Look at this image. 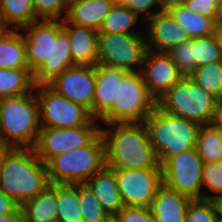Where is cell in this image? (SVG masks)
I'll return each mask as SVG.
<instances>
[{"instance_id": "obj_34", "label": "cell", "mask_w": 222, "mask_h": 222, "mask_svg": "<svg viewBox=\"0 0 222 222\" xmlns=\"http://www.w3.org/2000/svg\"><path fill=\"white\" fill-rule=\"evenodd\" d=\"M202 187L203 199L215 200L222 196V161L203 163Z\"/></svg>"}, {"instance_id": "obj_7", "label": "cell", "mask_w": 222, "mask_h": 222, "mask_svg": "<svg viewBox=\"0 0 222 222\" xmlns=\"http://www.w3.org/2000/svg\"><path fill=\"white\" fill-rule=\"evenodd\" d=\"M157 101L148 92L140 71L117 78V102L99 120L100 124L144 123Z\"/></svg>"}, {"instance_id": "obj_52", "label": "cell", "mask_w": 222, "mask_h": 222, "mask_svg": "<svg viewBox=\"0 0 222 222\" xmlns=\"http://www.w3.org/2000/svg\"><path fill=\"white\" fill-rule=\"evenodd\" d=\"M219 121L222 122V101L220 102V116H219Z\"/></svg>"}, {"instance_id": "obj_39", "label": "cell", "mask_w": 222, "mask_h": 222, "mask_svg": "<svg viewBox=\"0 0 222 222\" xmlns=\"http://www.w3.org/2000/svg\"><path fill=\"white\" fill-rule=\"evenodd\" d=\"M116 216L121 222H155L147 207H124Z\"/></svg>"}, {"instance_id": "obj_17", "label": "cell", "mask_w": 222, "mask_h": 222, "mask_svg": "<svg viewBox=\"0 0 222 222\" xmlns=\"http://www.w3.org/2000/svg\"><path fill=\"white\" fill-rule=\"evenodd\" d=\"M21 31L24 34L28 67L34 73L50 57L51 20L38 19L24 26Z\"/></svg>"}, {"instance_id": "obj_25", "label": "cell", "mask_w": 222, "mask_h": 222, "mask_svg": "<svg viewBox=\"0 0 222 222\" xmlns=\"http://www.w3.org/2000/svg\"><path fill=\"white\" fill-rule=\"evenodd\" d=\"M195 149L204 163L222 161L221 121L200 125Z\"/></svg>"}, {"instance_id": "obj_22", "label": "cell", "mask_w": 222, "mask_h": 222, "mask_svg": "<svg viewBox=\"0 0 222 222\" xmlns=\"http://www.w3.org/2000/svg\"><path fill=\"white\" fill-rule=\"evenodd\" d=\"M113 4L112 0H82L68 8L64 19L68 23L99 32Z\"/></svg>"}, {"instance_id": "obj_32", "label": "cell", "mask_w": 222, "mask_h": 222, "mask_svg": "<svg viewBox=\"0 0 222 222\" xmlns=\"http://www.w3.org/2000/svg\"><path fill=\"white\" fill-rule=\"evenodd\" d=\"M194 59L196 68L222 60V50L217 43L214 34L205 37L192 38Z\"/></svg>"}, {"instance_id": "obj_18", "label": "cell", "mask_w": 222, "mask_h": 222, "mask_svg": "<svg viewBox=\"0 0 222 222\" xmlns=\"http://www.w3.org/2000/svg\"><path fill=\"white\" fill-rule=\"evenodd\" d=\"M128 71L97 63L95 65L96 87L93 100V117L100 120L117 102V78Z\"/></svg>"}, {"instance_id": "obj_44", "label": "cell", "mask_w": 222, "mask_h": 222, "mask_svg": "<svg viewBox=\"0 0 222 222\" xmlns=\"http://www.w3.org/2000/svg\"><path fill=\"white\" fill-rule=\"evenodd\" d=\"M214 28L222 27V0H219L213 17Z\"/></svg>"}, {"instance_id": "obj_21", "label": "cell", "mask_w": 222, "mask_h": 222, "mask_svg": "<svg viewBox=\"0 0 222 222\" xmlns=\"http://www.w3.org/2000/svg\"><path fill=\"white\" fill-rule=\"evenodd\" d=\"M84 184L94 193L109 216H116L124 208L114 169L104 166Z\"/></svg>"}, {"instance_id": "obj_50", "label": "cell", "mask_w": 222, "mask_h": 222, "mask_svg": "<svg viewBox=\"0 0 222 222\" xmlns=\"http://www.w3.org/2000/svg\"><path fill=\"white\" fill-rule=\"evenodd\" d=\"M7 30L6 27H4L1 23H0V36Z\"/></svg>"}, {"instance_id": "obj_10", "label": "cell", "mask_w": 222, "mask_h": 222, "mask_svg": "<svg viewBox=\"0 0 222 222\" xmlns=\"http://www.w3.org/2000/svg\"><path fill=\"white\" fill-rule=\"evenodd\" d=\"M203 163L195 148L168 158L161 165L162 184L191 199H203Z\"/></svg>"}, {"instance_id": "obj_19", "label": "cell", "mask_w": 222, "mask_h": 222, "mask_svg": "<svg viewBox=\"0 0 222 222\" xmlns=\"http://www.w3.org/2000/svg\"><path fill=\"white\" fill-rule=\"evenodd\" d=\"M62 29L70 40V52L74 65H96L98 60V32L62 20Z\"/></svg>"}, {"instance_id": "obj_40", "label": "cell", "mask_w": 222, "mask_h": 222, "mask_svg": "<svg viewBox=\"0 0 222 222\" xmlns=\"http://www.w3.org/2000/svg\"><path fill=\"white\" fill-rule=\"evenodd\" d=\"M217 3L215 0H185L183 5L194 13L213 19Z\"/></svg>"}, {"instance_id": "obj_31", "label": "cell", "mask_w": 222, "mask_h": 222, "mask_svg": "<svg viewBox=\"0 0 222 222\" xmlns=\"http://www.w3.org/2000/svg\"><path fill=\"white\" fill-rule=\"evenodd\" d=\"M188 77L219 102L222 101V61L199 66Z\"/></svg>"}, {"instance_id": "obj_35", "label": "cell", "mask_w": 222, "mask_h": 222, "mask_svg": "<svg viewBox=\"0 0 222 222\" xmlns=\"http://www.w3.org/2000/svg\"><path fill=\"white\" fill-rule=\"evenodd\" d=\"M218 217L215 200L193 199L187 208L184 222H215Z\"/></svg>"}, {"instance_id": "obj_16", "label": "cell", "mask_w": 222, "mask_h": 222, "mask_svg": "<svg viewBox=\"0 0 222 222\" xmlns=\"http://www.w3.org/2000/svg\"><path fill=\"white\" fill-rule=\"evenodd\" d=\"M147 49L167 52L171 48L189 41L187 31L178 24L169 11H159L144 23Z\"/></svg>"}, {"instance_id": "obj_5", "label": "cell", "mask_w": 222, "mask_h": 222, "mask_svg": "<svg viewBox=\"0 0 222 222\" xmlns=\"http://www.w3.org/2000/svg\"><path fill=\"white\" fill-rule=\"evenodd\" d=\"M157 106L199 125L219 121L220 102L187 76L163 94L157 100Z\"/></svg>"}, {"instance_id": "obj_36", "label": "cell", "mask_w": 222, "mask_h": 222, "mask_svg": "<svg viewBox=\"0 0 222 222\" xmlns=\"http://www.w3.org/2000/svg\"><path fill=\"white\" fill-rule=\"evenodd\" d=\"M184 76H189L196 69L191 39L166 52Z\"/></svg>"}, {"instance_id": "obj_47", "label": "cell", "mask_w": 222, "mask_h": 222, "mask_svg": "<svg viewBox=\"0 0 222 222\" xmlns=\"http://www.w3.org/2000/svg\"><path fill=\"white\" fill-rule=\"evenodd\" d=\"M215 202L218 207L219 217L222 219V196H219L218 198H216Z\"/></svg>"}, {"instance_id": "obj_1", "label": "cell", "mask_w": 222, "mask_h": 222, "mask_svg": "<svg viewBox=\"0 0 222 222\" xmlns=\"http://www.w3.org/2000/svg\"><path fill=\"white\" fill-rule=\"evenodd\" d=\"M103 125L100 133L105 146V166L111 169H161L144 123Z\"/></svg>"}, {"instance_id": "obj_48", "label": "cell", "mask_w": 222, "mask_h": 222, "mask_svg": "<svg viewBox=\"0 0 222 222\" xmlns=\"http://www.w3.org/2000/svg\"><path fill=\"white\" fill-rule=\"evenodd\" d=\"M64 1V3H65V6L67 7V8H69L71 5H73V4H75V3H78V2H80V1H82V0H63Z\"/></svg>"}, {"instance_id": "obj_8", "label": "cell", "mask_w": 222, "mask_h": 222, "mask_svg": "<svg viewBox=\"0 0 222 222\" xmlns=\"http://www.w3.org/2000/svg\"><path fill=\"white\" fill-rule=\"evenodd\" d=\"M97 45V63L126 71L141 70L147 51L145 32L142 35L98 32Z\"/></svg>"}, {"instance_id": "obj_30", "label": "cell", "mask_w": 222, "mask_h": 222, "mask_svg": "<svg viewBox=\"0 0 222 222\" xmlns=\"http://www.w3.org/2000/svg\"><path fill=\"white\" fill-rule=\"evenodd\" d=\"M140 19L141 18L134 14L125 5L114 3L108 14L105 16L99 32L119 34L140 33L137 32L136 29H133Z\"/></svg>"}, {"instance_id": "obj_53", "label": "cell", "mask_w": 222, "mask_h": 222, "mask_svg": "<svg viewBox=\"0 0 222 222\" xmlns=\"http://www.w3.org/2000/svg\"><path fill=\"white\" fill-rule=\"evenodd\" d=\"M215 222H222V219L218 217V219Z\"/></svg>"}, {"instance_id": "obj_12", "label": "cell", "mask_w": 222, "mask_h": 222, "mask_svg": "<svg viewBox=\"0 0 222 222\" xmlns=\"http://www.w3.org/2000/svg\"><path fill=\"white\" fill-rule=\"evenodd\" d=\"M124 207L150 208L162 185V169H114Z\"/></svg>"}, {"instance_id": "obj_41", "label": "cell", "mask_w": 222, "mask_h": 222, "mask_svg": "<svg viewBox=\"0 0 222 222\" xmlns=\"http://www.w3.org/2000/svg\"><path fill=\"white\" fill-rule=\"evenodd\" d=\"M20 205L0 189V215L15 213Z\"/></svg>"}, {"instance_id": "obj_33", "label": "cell", "mask_w": 222, "mask_h": 222, "mask_svg": "<svg viewBox=\"0 0 222 222\" xmlns=\"http://www.w3.org/2000/svg\"><path fill=\"white\" fill-rule=\"evenodd\" d=\"M79 204L83 222H104L109 217L94 193L85 184H79Z\"/></svg>"}, {"instance_id": "obj_27", "label": "cell", "mask_w": 222, "mask_h": 222, "mask_svg": "<svg viewBox=\"0 0 222 222\" xmlns=\"http://www.w3.org/2000/svg\"><path fill=\"white\" fill-rule=\"evenodd\" d=\"M33 73L29 69L0 68V97L29 94L34 90Z\"/></svg>"}, {"instance_id": "obj_54", "label": "cell", "mask_w": 222, "mask_h": 222, "mask_svg": "<svg viewBox=\"0 0 222 222\" xmlns=\"http://www.w3.org/2000/svg\"><path fill=\"white\" fill-rule=\"evenodd\" d=\"M2 99H3V98L0 97V108H1V102H2Z\"/></svg>"}, {"instance_id": "obj_42", "label": "cell", "mask_w": 222, "mask_h": 222, "mask_svg": "<svg viewBox=\"0 0 222 222\" xmlns=\"http://www.w3.org/2000/svg\"><path fill=\"white\" fill-rule=\"evenodd\" d=\"M160 11H169L170 9L183 5L185 0H158Z\"/></svg>"}, {"instance_id": "obj_29", "label": "cell", "mask_w": 222, "mask_h": 222, "mask_svg": "<svg viewBox=\"0 0 222 222\" xmlns=\"http://www.w3.org/2000/svg\"><path fill=\"white\" fill-rule=\"evenodd\" d=\"M57 221L83 222L79 204V184H57Z\"/></svg>"}, {"instance_id": "obj_9", "label": "cell", "mask_w": 222, "mask_h": 222, "mask_svg": "<svg viewBox=\"0 0 222 222\" xmlns=\"http://www.w3.org/2000/svg\"><path fill=\"white\" fill-rule=\"evenodd\" d=\"M41 127L75 128L88 125L94 117L82 105L76 104L53 90L48 84L36 85Z\"/></svg>"}, {"instance_id": "obj_3", "label": "cell", "mask_w": 222, "mask_h": 222, "mask_svg": "<svg viewBox=\"0 0 222 222\" xmlns=\"http://www.w3.org/2000/svg\"><path fill=\"white\" fill-rule=\"evenodd\" d=\"M41 129L39 104L29 94L4 97L0 108V140L13 148H33Z\"/></svg>"}, {"instance_id": "obj_45", "label": "cell", "mask_w": 222, "mask_h": 222, "mask_svg": "<svg viewBox=\"0 0 222 222\" xmlns=\"http://www.w3.org/2000/svg\"><path fill=\"white\" fill-rule=\"evenodd\" d=\"M13 149L12 146L2 142L0 140V172L2 171L3 162L8 155V153Z\"/></svg>"}, {"instance_id": "obj_15", "label": "cell", "mask_w": 222, "mask_h": 222, "mask_svg": "<svg viewBox=\"0 0 222 222\" xmlns=\"http://www.w3.org/2000/svg\"><path fill=\"white\" fill-rule=\"evenodd\" d=\"M74 66L70 52V40L62 29V20H51V50L41 66L33 73L36 85L48 84L67 68Z\"/></svg>"}, {"instance_id": "obj_28", "label": "cell", "mask_w": 222, "mask_h": 222, "mask_svg": "<svg viewBox=\"0 0 222 222\" xmlns=\"http://www.w3.org/2000/svg\"><path fill=\"white\" fill-rule=\"evenodd\" d=\"M169 12L175 21L187 31L191 39L214 34L212 18L194 13L184 5L174 7Z\"/></svg>"}, {"instance_id": "obj_51", "label": "cell", "mask_w": 222, "mask_h": 222, "mask_svg": "<svg viewBox=\"0 0 222 222\" xmlns=\"http://www.w3.org/2000/svg\"><path fill=\"white\" fill-rule=\"evenodd\" d=\"M129 0H117V4L126 5Z\"/></svg>"}, {"instance_id": "obj_13", "label": "cell", "mask_w": 222, "mask_h": 222, "mask_svg": "<svg viewBox=\"0 0 222 222\" xmlns=\"http://www.w3.org/2000/svg\"><path fill=\"white\" fill-rule=\"evenodd\" d=\"M48 85L66 99L88 109L93 116L95 65L71 66L57 75Z\"/></svg>"}, {"instance_id": "obj_24", "label": "cell", "mask_w": 222, "mask_h": 222, "mask_svg": "<svg viewBox=\"0 0 222 222\" xmlns=\"http://www.w3.org/2000/svg\"><path fill=\"white\" fill-rule=\"evenodd\" d=\"M0 68L29 69L21 30L7 29L0 36Z\"/></svg>"}, {"instance_id": "obj_6", "label": "cell", "mask_w": 222, "mask_h": 222, "mask_svg": "<svg viewBox=\"0 0 222 222\" xmlns=\"http://www.w3.org/2000/svg\"><path fill=\"white\" fill-rule=\"evenodd\" d=\"M105 166V146L99 133L87 146L68 150L46 163L50 184H84Z\"/></svg>"}, {"instance_id": "obj_23", "label": "cell", "mask_w": 222, "mask_h": 222, "mask_svg": "<svg viewBox=\"0 0 222 222\" xmlns=\"http://www.w3.org/2000/svg\"><path fill=\"white\" fill-rule=\"evenodd\" d=\"M57 204V184H48L20 206L24 222H56Z\"/></svg>"}, {"instance_id": "obj_43", "label": "cell", "mask_w": 222, "mask_h": 222, "mask_svg": "<svg viewBox=\"0 0 222 222\" xmlns=\"http://www.w3.org/2000/svg\"><path fill=\"white\" fill-rule=\"evenodd\" d=\"M0 222H24L21 208H19L15 213L0 215Z\"/></svg>"}, {"instance_id": "obj_37", "label": "cell", "mask_w": 222, "mask_h": 222, "mask_svg": "<svg viewBox=\"0 0 222 222\" xmlns=\"http://www.w3.org/2000/svg\"><path fill=\"white\" fill-rule=\"evenodd\" d=\"M33 9L37 19L63 20L68 8L63 0H33Z\"/></svg>"}, {"instance_id": "obj_46", "label": "cell", "mask_w": 222, "mask_h": 222, "mask_svg": "<svg viewBox=\"0 0 222 222\" xmlns=\"http://www.w3.org/2000/svg\"><path fill=\"white\" fill-rule=\"evenodd\" d=\"M214 36L216 37L217 43L222 50V27L214 28Z\"/></svg>"}, {"instance_id": "obj_38", "label": "cell", "mask_w": 222, "mask_h": 222, "mask_svg": "<svg viewBox=\"0 0 222 222\" xmlns=\"http://www.w3.org/2000/svg\"><path fill=\"white\" fill-rule=\"evenodd\" d=\"M125 6L145 23L160 11L158 0H129Z\"/></svg>"}, {"instance_id": "obj_2", "label": "cell", "mask_w": 222, "mask_h": 222, "mask_svg": "<svg viewBox=\"0 0 222 222\" xmlns=\"http://www.w3.org/2000/svg\"><path fill=\"white\" fill-rule=\"evenodd\" d=\"M49 183L46 164L33 148H13L0 172V189L20 206L38 195Z\"/></svg>"}, {"instance_id": "obj_20", "label": "cell", "mask_w": 222, "mask_h": 222, "mask_svg": "<svg viewBox=\"0 0 222 222\" xmlns=\"http://www.w3.org/2000/svg\"><path fill=\"white\" fill-rule=\"evenodd\" d=\"M190 197L162 184L150 207L155 222H184Z\"/></svg>"}, {"instance_id": "obj_11", "label": "cell", "mask_w": 222, "mask_h": 222, "mask_svg": "<svg viewBox=\"0 0 222 222\" xmlns=\"http://www.w3.org/2000/svg\"><path fill=\"white\" fill-rule=\"evenodd\" d=\"M100 127L99 120L95 118L81 127H41L33 149L37 157L46 164L51 158L68 150L87 146L100 133Z\"/></svg>"}, {"instance_id": "obj_4", "label": "cell", "mask_w": 222, "mask_h": 222, "mask_svg": "<svg viewBox=\"0 0 222 222\" xmlns=\"http://www.w3.org/2000/svg\"><path fill=\"white\" fill-rule=\"evenodd\" d=\"M151 147L161 166L168 158L192 150L200 125L171 115L157 105L145 119Z\"/></svg>"}, {"instance_id": "obj_14", "label": "cell", "mask_w": 222, "mask_h": 222, "mask_svg": "<svg viewBox=\"0 0 222 222\" xmlns=\"http://www.w3.org/2000/svg\"><path fill=\"white\" fill-rule=\"evenodd\" d=\"M140 72L148 92L156 101L184 77L167 53L149 49Z\"/></svg>"}, {"instance_id": "obj_49", "label": "cell", "mask_w": 222, "mask_h": 222, "mask_svg": "<svg viewBox=\"0 0 222 222\" xmlns=\"http://www.w3.org/2000/svg\"><path fill=\"white\" fill-rule=\"evenodd\" d=\"M104 222H121L117 216H109Z\"/></svg>"}, {"instance_id": "obj_26", "label": "cell", "mask_w": 222, "mask_h": 222, "mask_svg": "<svg viewBox=\"0 0 222 222\" xmlns=\"http://www.w3.org/2000/svg\"><path fill=\"white\" fill-rule=\"evenodd\" d=\"M38 20L33 0H0V23L7 29H19Z\"/></svg>"}]
</instances>
